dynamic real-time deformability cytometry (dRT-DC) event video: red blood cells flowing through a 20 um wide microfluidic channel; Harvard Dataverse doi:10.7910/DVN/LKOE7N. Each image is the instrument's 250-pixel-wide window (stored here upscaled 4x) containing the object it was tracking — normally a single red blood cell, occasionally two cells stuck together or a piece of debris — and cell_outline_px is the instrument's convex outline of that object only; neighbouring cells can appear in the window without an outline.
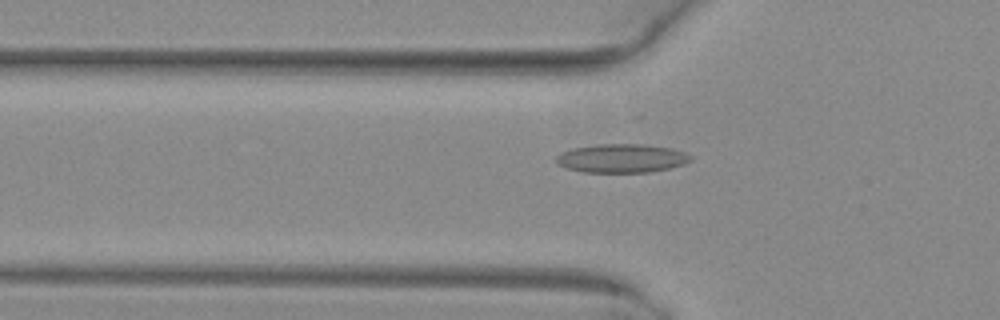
{"species": "common noctule bat (a hibernating species)", "species_latin": "Nyctalus noctula", "temperature_condition": "warm", "stored_images_in_passage": 50, "camera_frame_rate_fps": 3000, "um_per_image_px": 0.085, "animal": {"sex": "female", "body_mass_g": 29.2, "forearm_length_mm": 56.3}, "frame": {"image": 1, "passage_image": 18, "time_ms": 5.667, "image_size_px": [1000, 320], "cell_outline_px": [[692, 160], [684, 164], [668, 168], [648, 172], [584, 172], [568, 168], [556, 164], [556, 156], [560, 152], [572, 148], [596, 144], [644, 144], [672, 148], [684, 152], [692, 156]], "centroid_in_image_um": [52.83, 13.44], "position_along_channel_um": 73.0, "area_um2": 22.54}}
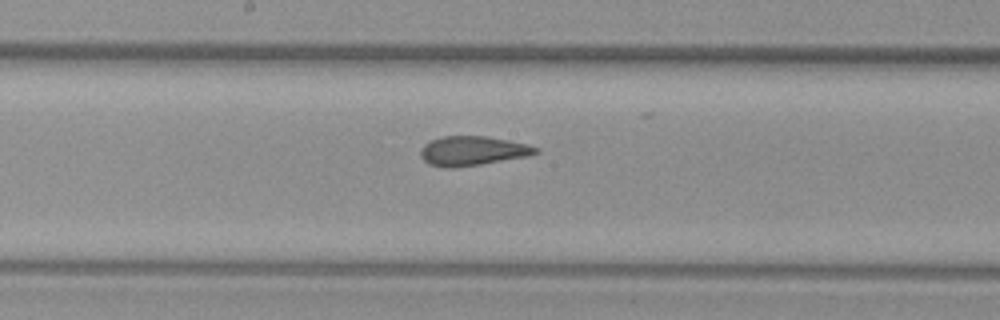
{"frame": {"image": 2, "passage_image": 28, "time_ms": 9.0, "image_size_px": [1000, 320], "cell_outline_px": [[540, 152], [528, 156], [480, 164], [452, 168], [444, 168], [428, 164], [420, 156], [420, 148], [424, 144], [432, 140], [444, 136], [488, 136], [528, 144], [540, 148]], "centroid_in_image_um": [40.17, 12.82], "position_along_channel_um": 208.0, "area_um2": 19.83}}
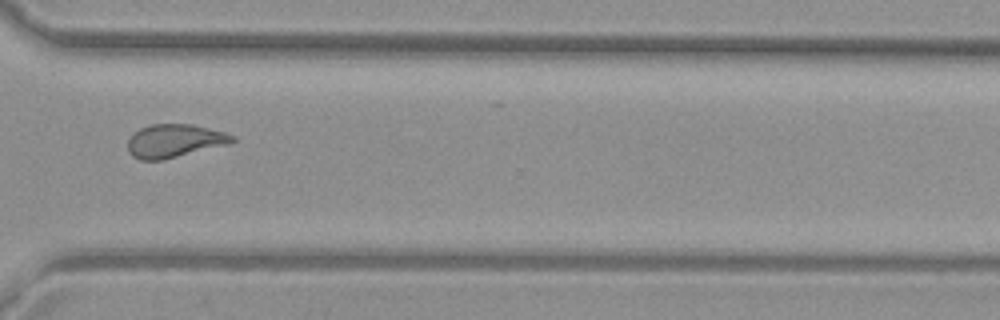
{"frame": {"image": 3, "passage_image": 39, "time_ms": 12.667, "image_size_px": [1000, 320], "cell_outline_px": [[236, 140], [228, 144], [160, 160], [140, 160], [132, 156], [128, 152], [128, 140], [140, 128], [152, 124], [192, 124], [224, 132], [236, 136]], "centroid_in_image_um": [14.83, 11.97], "position_along_channel_um": 355.8, "area_um2": 20.0}}